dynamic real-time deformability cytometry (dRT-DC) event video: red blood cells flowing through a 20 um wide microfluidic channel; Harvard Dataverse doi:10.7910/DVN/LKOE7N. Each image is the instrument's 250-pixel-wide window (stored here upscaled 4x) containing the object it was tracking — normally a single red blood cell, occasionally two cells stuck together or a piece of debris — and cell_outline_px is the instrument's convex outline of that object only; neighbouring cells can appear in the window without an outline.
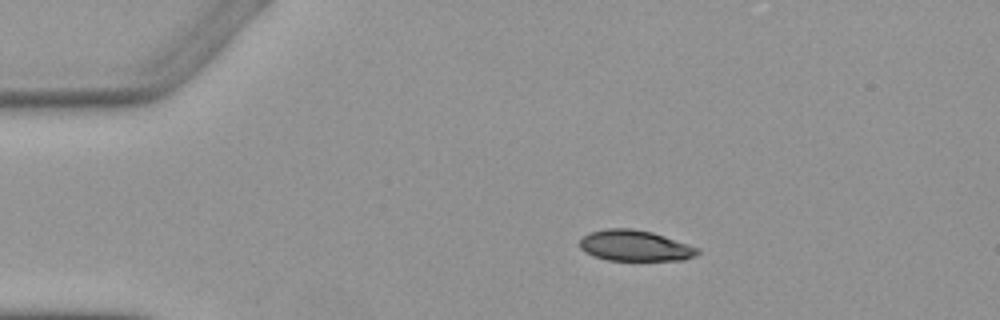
{"species": "Egyptian fruit bat (a non-hibernating species)", "species_latin": "Rousettus aegyptiacus", "temperature_condition": "warm", "stored_images_in_passage": 6, "camera_frame_rate_fps": 3000, "um_per_image_px": 0.085, "animal": {"sex": "female"}, "frame": {"image": 1, "passage_image": 1, "time_ms": 0.0, "image_size_px": [1000, 320], "cell_outline_px": [[700, 252], [696, 256], [684, 260], [608, 260], [592, 256], [584, 252], [580, 248], [580, 240], [588, 232], [608, 228], [632, 228], [652, 232], [700, 248]], "centroid_in_image_um": [53.97, 20.88], "position_along_channel_um": 31.0, "area_um2": 21.33}}
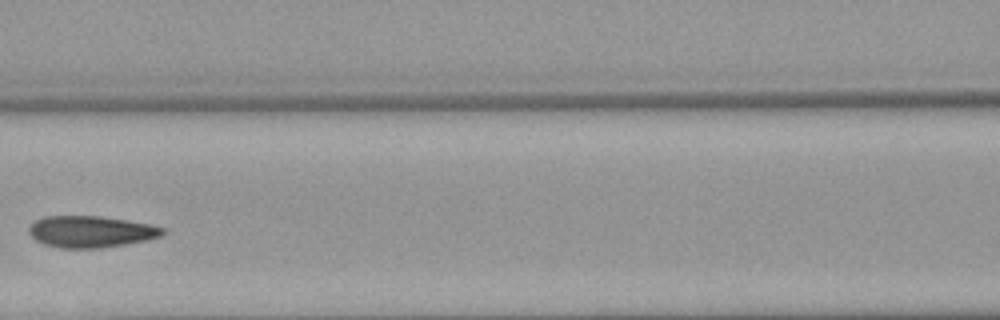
{"frame": {"image": 2, "passage_image": 5, "time_ms": 17.0, "image_size_px": [1000, 320], "cell_outline_px": [[168, 232], [160, 236], [148, 240], [100, 248], [60, 248], [44, 244], [36, 240], [28, 232], [28, 228], [36, 220], [44, 216], [100, 216], [128, 220], [148, 224], [164, 228]], "centroid_in_image_um": [7.73, 19.69], "position_along_channel_um": 158.9, "area_um2": 24.62}}
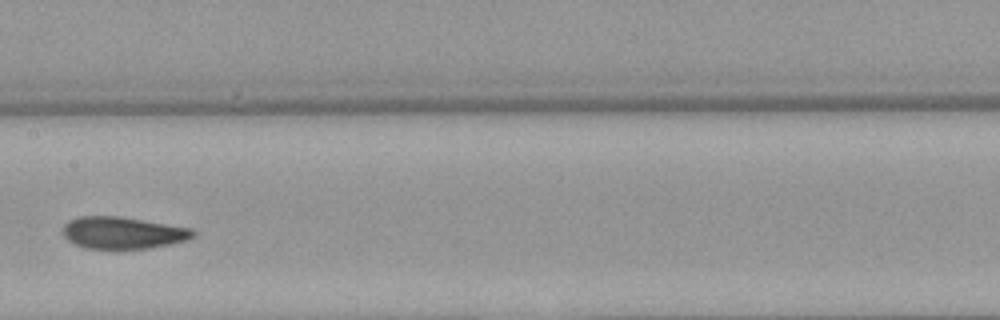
{"frame": {"image": 3, "passage_image": 6, "time_ms": 18.0, "image_size_px": [1000, 320], "cell_outline_px": [[196, 236], [188, 240], [172, 244], [148, 248], [120, 252], [116, 252], [84, 248], [68, 240], [64, 236], [64, 224], [68, 220], [76, 216], [120, 216], [192, 228], [196, 232]], "centroid_in_image_um": [10.45, 19.83], "position_along_channel_um": 196.9, "area_um2": 25.32}}